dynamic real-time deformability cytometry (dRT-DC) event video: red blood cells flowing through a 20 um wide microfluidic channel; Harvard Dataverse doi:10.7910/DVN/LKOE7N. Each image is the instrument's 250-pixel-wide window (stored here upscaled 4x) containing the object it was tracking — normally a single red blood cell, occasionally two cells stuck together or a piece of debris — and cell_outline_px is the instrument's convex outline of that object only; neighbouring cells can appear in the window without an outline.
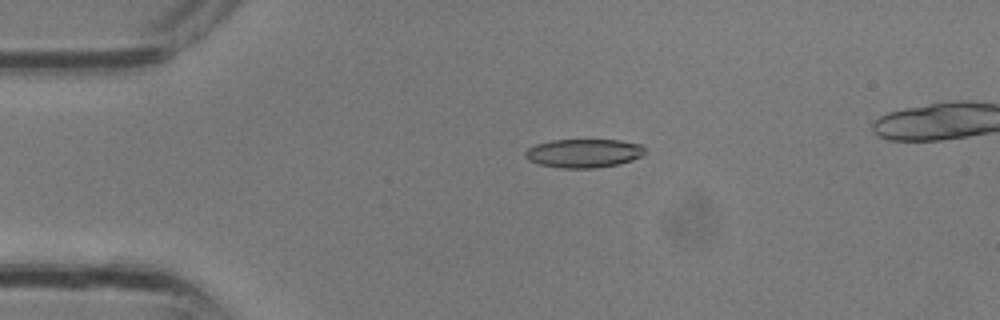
{"species": "common noctule bat (a hibernating species)", "species_latin": "Nyctalus noctula", "temperature_condition": "room temperature", "stored_images_in_passage": 2, "camera_frame_rate_fps": 3000, "um_per_image_px": 0.085, "animal": {"sex": "male", "body_mass_g": 13.3}, "frame": {"image": 1, "passage_image": 1, "time_ms": 0.0, "image_size_px": [1000, 320], "cell_outline_px": [[648, 152], [632, 160], [620, 164], [596, 168], [560, 168], [540, 164], [528, 160], [524, 156], [524, 152], [528, 148], [536, 144], [552, 140], [620, 140], [640, 144], [648, 148]], "centroid_in_image_um": [49.65, 13.02], "position_along_channel_um": 35.3, "area_um2": 20.23}}